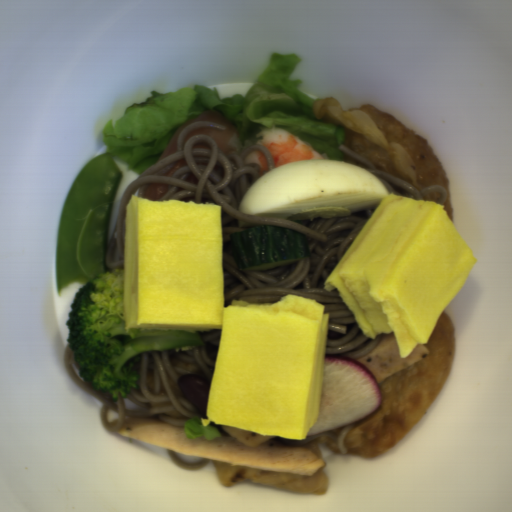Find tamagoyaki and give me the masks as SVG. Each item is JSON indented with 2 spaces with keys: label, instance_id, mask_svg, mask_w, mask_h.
Returning <instances> with one entry per match:
<instances>
[{
  "label": "tamagoyaki",
  "instance_id": "tamagoyaki-1",
  "mask_svg": "<svg viewBox=\"0 0 512 512\" xmlns=\"http://www.w3.org/2000/svg\"><path fill=\"white\" fill-rule=\"evenodd\" d=\"M122 302L132 330H220L205 418L290 441L320 416L330 312L285 294L225 305L221 204L131 196Z\"/></svg>",
  "mask_w": 512,
  "mask_h": 512
},
{
  "label": "tamagoyaki",
  "instance_id": "tamagoyaki-2",
  "mask_svg": "<svg viewBox=\"0 0 512 512\" xmlns=\"http://www.w3.org/2000/svg\"><path fill=\"white\" fill-rule=\"evenodd\" d=\"M478 260L444 204L388 193L322 286L370 339L393 333L406 358L427 345Z\"/></svg>",
  "mask_w": 512,
  "mask_h": 512
}]
</instances>
